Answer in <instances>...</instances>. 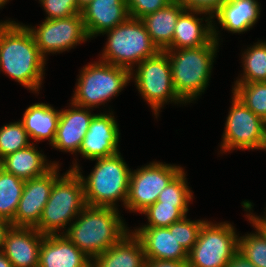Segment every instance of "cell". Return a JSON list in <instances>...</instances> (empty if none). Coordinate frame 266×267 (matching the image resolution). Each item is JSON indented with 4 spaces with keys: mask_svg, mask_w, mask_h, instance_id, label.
I'll return each instance as SVG.
<instances>
[{
    "mask_svg": "<svg viewBox=\"0 0 266 267\" xmlns=\"http://www.w3.org/2000/svg\"><path fill=\"white\" fill-rule=\"evenodd\" d=\"M47 61L26 24L10 21L0 31V72L25 89L39 94Z\"/></svg>",
    "mask_w": 266,
    "mask_h": 267,
    "instance_id": "6da1fadb",
    "label": "cell"
},
{
    "mask_svg": "<svg viewBox=\"0 0 266 267\" xmlns=\"http://www.w3.org/2000/svg\"><path fill=\"white\" fill-rule=\"evenodd\" d=\"M119 212L86 205L64 235L92 260L131 231Z\"/></svg>",
    "mask_w": 266,
    "mask_h": 267,
    "instance_id": "7a4b0ae2",
    "label": "cell"
},
{
    "mask_svg": "<svg viewBox=\"0 0 266 267\" xmlns=\"http://www.w3.org/2000/svg\"><path fill=\"white\" fill-rule=\"evenodd\" d=\"M122 154L95 159L96 164L90 174L85 177L77 160L72 162L69 170L76 171L84 186L86 205L112 207L118 209L120 201L125 207L128 192L131 168L123 160Z\"/></svg>",
    "mask_w": 266,
    "mask_h": 267,
    "instance_id": "3957f363",
    "label": "cell"
},
{
    "mask_svg": "<svg viewBox=\"0 0 266 267\" xmlns=\"http://www.w3.org/2000/svg\"><path fill=\"white\" fill-rule=\"evenodd\" d=\"M219 46L213 39L204 46L165 51L171 66L173 87L186 105L198 100L207 89Z\"/></svg>",
    "mask_w": 266,
    "mask_h": 267,
    "instance_id": "277c9868",
    "label": "cell"
},
{
    "mask_svg": "<svg viewBox=\"0 0 266 267\" xmlns=\"http://www.w3.org/2000/svg\"><path fill=\"white\" fill-rule=\"evenodd\" d=\"M85 206L82 179L76 171L67 170L54 182L39 223L34 228L43 235L64 234Z\"/></svg>",
    "mask_w": 266,
    "mask_h": 267,
    "instance_id": "5b68a950",
    "label": "cell"
},
{
    "mask_svg": "<svg viewBox=\"0 0 266 267\" xmlns=\"http://www.w3.org/2000/svg\"><path fill=\"white\" fill-rule=\"evenodd\" d=\"M79 73L70 101L90 109L108 104L132 82L130 70L100 60L86 64Z\"/></svg>",
    "mask_w": 266,
    "mask_h": 267,
    "instance_id": "8992f818",
    "label": "cell"
},
{
    "mask_svg": "<svg viewBox=\"0 0 266 267\" xmlns=\"http://www.w3.org/2000/svg\"><path fill=\"white\" fill-rule=\"evenodd\" d=\"M102 35L107 36V42L98 60L130 71L141 61L160 52L143 22L137 18L129 16L122 24Z\"/></svg>",
    "mask_w": 266,
    "mask_h": 267,
    "instance_id": "52a82bcc",
    "label": "cell"
},
{
    "mask_svg": "<svg viewBox=\"0 0 266 267\" xmlns=\"http://www.w3.org/2000/svg\"><path fill=\"white\" fill-rule=\"evenodd\" d=\"M132 80L138 93L153 110L155 118L159 117L161 109L166 104L186 105L173 87L171 66L165 51L141 61L136 69L131 71Z\"/></svg>",
    "mask_w": 266,
    "mask_h": 267,
    "instance_id": "ba28073f",
    "label": "cell"
},
{
    "mask_svg": "<svg viewBox=\"0 0 266 267\" xmlns=\"http://www.w3.org/2000/svg\"><path fill=\"white\" fill-rule=\"evenodd\" d=\"M236 228L228 221H206L201 226L197 242L188 252V267H226L238 252Z\"/></svg>",
    "mask_w": 266,
    "mask_h": 267,
    "instance_id": "9c48e42d",
    "label": "cell"
},
{
    "mask_svg": "<svg viewBox=\"0 0 266 267\" xmlns=\"http://www.w3.org/2000/svg\"><path fill=\"white\" fill-rule=\"evenodd\" d=\"M226 117L220 153L233 150H265L266 122L248 109L234 94Z\"/></svg>",
    "mask_w": 266,
    "mask_h": 267,
    "instance_id": "30bf717a",
    "label": "cell"
},
{
    "mask_svg": "<svg viewBox=\"0 0 266 267\" xmlns=\"http://www.w3.org/2000/svg\"><path fill=\"white\" fill-rule=\"evenodd\" d=\"M183 169L176 164L152 161L147 165L131 170L125 209L133 213L143 212L158 200L161 191Z\"/></svg>",
    "mask_w": 266,
    "mask_h": 267,
    "instance_id": "8fae6325",
    "label": "cell"
},
{
    "mask_svg": "<svg viewBox=\"0 0 266 267\" xmlns=\"http://www.w3.org/2000/svg\"><path fill=\"white\" fill-rule=\"evenodd\" d=\"M26 27L33 34L39 52L46 60L50 53L60 54L90 40L81 14L60 19H44L38 26L28 24Z\"/></svg>",
    "mask_w": 266,
    "mask_h": 267,
    "instance_id": "7c38bea8",
    "label": "cell"
},
{
    "mask_svg": "<svg viewBox=\"0 0 266 267\" xmlns=\"http://www.w3.org/2000/svg\"><path fill=\"white\" fill-rule=\"evenodd\" d=\"M60 166L55 164L44 175L25 181L12 226L35 227L39 223L54 182L61 176Z\"/></svg>",
    "mask_w": 266,
    "mask_h": 267,
    "instance_id": "4fadbf2b",
    "label": "cell"
},
{
    "mask_svg": "<svg viewBox=\"0 0 266 267\" xmlns=\"http://www.w3.org/2000/svg\"><path fill=\"white\" fill-rule=\"evenodd\" d=\"M111 111V112H110ZM95 114L91 119L78 154L88 160L110 157L118 152L120 130L112 109Z\"/></svg>",
    "mask_w": 266,
    "mask_h": 267,
    "instance_id": "5bb4252c",
    "label": "cell"
},
{
    "mask_svg": "<svg viewBox=\"0 0 266 267\" xmlns=\"http://www.w3.org/2000/svg\"><path fill=\"white\" fill-rule=\"evenodd\" d=\"M69 104L67 109L60 110L57 132L51 146L57 151L77 155L91 119L96 113H92L95 109L81 107L73 102Z\"/></svg>",
    "mask_w": 266,
    "mask_h": 267,
    "instance_id": "9a60e30c",
    "label": "cell"
},
{
    "mask_svg": "<svg viewBox=\"0 0 266 267\" xmlns=\"http://www.w3.org/2000/svg\"><path fill=\"white\" fill-rule=\"evenodd\" d=\"M258 0H227L218 11L212 16L213 19V37L219 43L221 29L232 34H243L250 31L260 19L261 4ZM217 19L218 23H215ZM216 24V25H215ZM219 35V36H218Z\"/></svg>",
    "mask_w": 266,
    "mask_h": 267,
    "instance_id": "2e32d148",
    "label": "cell"
},
{
    "mask_svg": "<svg viewBox=\"0 0 266 267\" xmlns=\"http://www.w3.org/2000/svg\"><path fill=\"white\" fill-rule=\"evenodd\" d=\"M132 231L142 243L146 260H188V252L175 238V222L169 227H138Z\"/></svg>",
    "mask_w": 266,
    "mask_h": 267,
    "instance_id": "e0dca14e",
    "label": "cell"
},
{
    "mask_svg": "<svg viewBox=\"0 0 266 267\" xmlns=\"http://www.w3.org/2000/svg\"><path fill=\"white\" fill-rule=\"evenodd\" d=\"M44 235L34 227H14L7 232L2 252L13 267H38Z\"/></svg>",
    "mask_w": 266,
    "mask_h": 267,
    "instance_id": "ac0fdd59",
    "label": "cell"
},
{
    "mask_svg": "<svg viewBox=\"0 0 266 267\" xmlns=\"http://www.w3.org/2000/svg\"><path fill=\"white\" fill-rule=\"evenodd\" d=\"M84 27L89 39L122 24L129 12L125 0H92L82 11Z\"/></svg>",
    "mask_w": 266,
    "mask_h": 267,
    "instance_id": "d6986e66",
    "label": "cell"
},
{
    "mask_svg": "<svg viewBox=\"0 0 266 267\" xmlns=\"http://www.w3.org/2000/svg\"><path fill=\"white\" fill-rule=\"evenodd\" d=\"M198 15L203 16L199 18ZM212 23L211 15L185 9L177 20L171 49L194 48L209 44L214 39Z\"/></svg>",
    "mask_w": 266,
    "mask_h": 267,
    "instance_id": "ffe728a7",
    "label": "cell"
},
{
    "mask_svg": "<svg viewBox=\"0 0 266 267\" xmlns=\"http://www.w3.org/2000/svg\"><path fill=\"white\" fill-rule=\"evenodd\" d=\"M91 259L64 234L44 235L38 267H89Z\"/></svg>",
    "mask_w": 266,
    "mask_h": 267,
    "instance_id": "44dd1931",
    "label": "cell"
},
{
    "mask_svg": "<svg viewBox=\"0 0 266 267\" xmlns=\"http://www.w3.org/2000/svg\"><path fill=\"white\" fill-rule=\"evenodd\" d=\"M145 264L144 248L132 230L91 260L92 267H145Z\"/></svg>",
    "mask_w": 266,
    "mask_h": 267,
    "instance_id": "7402d4cb",
    "label": "cell"
},
{
    "mask_svg": "<svg viewBox=\"0 0 266 267\" xmlns=\"http://www.w3.org/2000/svg\"><path fill=\"white\" fill-rule=\"evenodd\" d=\"M36 143L7 155L0 161V167L26 181L44 175L59 161H49Z\"/></svg>",
    "mask_w": 266,
    "mask_h": 267,
    "instance_id": "603a6c76",
    "label": "cell"
},
{
    "mask_svg": "<svg viewBox=\"0 0 266 267\" xmlns=\"http://www.w3.org/2000/svg\"><path fill=\"white\" fill-rule=\"evenodd\" d=\"M184 10L185 8L177 0H173L164 8L140 19L160 51L171 50L175 26Z\"/></svg>",
    "mask_w": 266,
    "mask_h": 267,
    "instance_id": "cb8c5ba5",
    "label": "cell"
},
{
    "mask_svg": "<svg viewBox=\"0 0 266 267\" xmlns=\"http://www.w3.org/2000/svg\"><path fill=\"white\" fill-rule=\"evenodd\" d=\"M60 110H56L48 103H34L25 109L20 120L27 131L29 138L36 143L49 141V145L55 140Z\"/></svg>",
    "mask_w": 266,
    "mask_h": 267,
    "instance_id": "d4e9b609",
    "label": "cell"
},
{
    "mask_svg": "<svg viewBox=\"0 0 266 267\" xmlns=\"http://www.w3.org/2000/svg\"><path fill=\"white\" fill-rule=\"evenodd\" d=\"M243 73L234 83H252L266 81V41L258 40L247 46L241 55Z\"/></svg>",
    "mask_w": 266,
    "mask_h": 267,
    "instance_id": "484cf974",
    "label": "cell"
},
{
    "mask_svg": "<svg viewBox=\"0 0 266 267\" xmlns=\"http://www.w3.org/2000/svg\"><path fill=\"white\" fill-rule=\"evenodd\" d=\"M25 181L0 167V215L12 221L19 205Z\"/></svg>",
    "mask_w": 266,
    "mask_h": 267,
    "instance_id": "4316f807",
    "label": "cell"
},
{
    "mask_svg": "<svg viewBox=\"0 0 266 267\" xmlns=\"http://www.w3.org/2000/svg\"><path fill=\"white\" fill-rule=\"evenodd\" d=\"M231 91L248 109L266 122V81L234 83Z\"/></svg>",
    "mask_w": 266,
    "mask_h": 267,
    "instance_id": "83f0119b",
    "label": "cell"
},
{
    "mask_svg": "<svg viewBox=\"0 0 266 267\" xmlns=\"http://www.w3.org/2000/svg\"><path fill=\"white\" fill-rule=\"evenodd\" d=\"M29 135L24 129L22 122H10L0 127V161L18 150L28 147L30 144Z\"/></svg>",
    "mask_w": 266,
    "mask_h": 267,
    "instance_id": "f1b7e54d",
    "label": "cell"
},
{
    "mask_svg": "<svg viewBox=\"0 0 266 267\" xmlns=\"http://www.w3.org/2000/svg\"><path fill=\"white\" fill-rule=\"evenodd\" d=\"M254 232L239 236L238 252L256 267H266V236L252 224Z\"/></svg>",
    "mask_w": 266,
    "mask_h": 267,
    "instance_id": "f546056e",
    "label": "cell"
},
{
    "mask_svg": "<svg viewBox=\"0 0 266 267\" xmlns=\"http://www.w3.org/2000/svg\"><path fill=\"white\" fill-rule=\"evenodd\" d=\"M185 169H183L159 194L156 202L174 205L175 207H189L193 202V191L188 186Z\"/></svg>",
    "mask_w": 266,
    "mask_h": 267,
    "instance_id": "4dcf8cb0",
    "label": "cell"
},
{
    "mask_svg": "<svg viewBox=\"0 0 266 267\" xmlns=\"http://www.w3.org/2000/svg\"><path fill=\"white\" fill-rule=\"evenodd\" d=\"M188 211L189 207H175L174 205L155 202L140 213L144 214L148 220V223L146 222L140 227H169L187 215Z\"/></svg>",
    "mask_w": 266,
    "mask_h": 267,
    "instance_id": "1f68e13d",
    "label": "cell"
},
{
    "mask_svg": "<svg viewBox=\"0 0 266 267\" xmlns=\"http://www.w3.org/2000/svg\"><path fill=\"white\" fill-rule=\"evenodd\" d=\"M205 221L204 219L190 220L185 215L175 222V238L187 252L196 244L199 231Z\"/></svg>",
    "mask_w": 266,
    "mask_h": 267,
    "instance_id": "d6a6232c",
    "label": "cell"
},
{
    "mask_svg": "<svg viewBox=\"0 0 266 267\" xmlns=\"http://www.w3.org/2000/svg\"><path fill=\"white\" fill-rule=\"evenodd\" d=\"M47 17L46 20L67 18L81 14L77 0H39Z\"/></svg>",
    "mask_w": 266,
    "mask_h": 267,
    "instance_id": "836d02e7",
    "label": "cell"
},
{
    "mask_svg": "<svg viewBox=\"0 0 266 267\" xmlns=\"http://www.w3.org/2000/svg\"><path fill=\"white\" fill-rule=\"evenodd\" d=\"M173 0H125L129 16L141 19L164 8Z\"/></svg>",
    "mask_w": 266,
    "mask_h": 267,
    "instance_id": "e575fe53",
    "label": "cell"
},
{
    "mask_svg": "<svg viewBox=\"0 0 266 267\" xmlns=\"http://www.w3.org/2000/svg\"><path fill=\"white\" fill-rule=\"evenodd\" d=\"M187 10H197L213 16L227 0H177Z\"/></svg>",
    "mask_w": 266,
    "mask_h": 267,
    "instance_id": "d590c367",
    "label": "cell"
},
{
    "mask_svg": "<svg viewBox=\"0 0 266 267\" xmlns=\"http://www.w3.org/2000/svg\"><path fill=\"white\" fill-rule=\"evenodd\" d=\"M241 206L245 210L246 218L249 220L250 224L256 226L265 236H266V218L264 216H258L253 213V203L249 200H244L241 202ZM252 211V212H251Z\"/></svg>",
    "mask_w": 266,
    "mask_h": 267,
    "instance_id": "8d00e7d4",
    "label": "cell"
},
{
    "mask_svg": "<svg viewBox=\"0 0 266 267\" xmlns=\"http://www.w3.org/2000/svg\"><path fill=\"white\" fill-rule=\"evenodd\" d=\"M145 267H188L187 261L146 260Z\"/></svg>",
    "mask_w": 266,
    "mask_h": 267,
    "instance_id": "74e56055",
    "label": "cell"
},
{
    "mask_svg": "<svg viewBox=\"0 0 266 267\" xmlns=\"http://www.w3.org/2000/svg\"><path fill=\"white\" fill-rule=\"evenodd\" d=\"M226 267H256L250 261H248L241 253L237 252Z\"/></svg>",
    "mask_w": 266,
    "mask_h": 267,
    "instance_id": "f35d334b",
    "label": "cell"
},
{
    "mask_svg": "<svg viewBox=\"0 0 266 267\" xmlns=\"http://www.w3.org/2000/svg\"><path fill=\"white\" fill-rule=\"evenodd\" d=\"M11 227V222H0V250H2L3 248L7 232L10 230Z\"/></svg>",
    "mask_w": 266,
    "mask_h": 267,
    "instance_id": "ab89813d",
    "label": "cell"
},
{
    "mask_svg": "<svg viewBox=\"0 0 266 267\" xmlns=\"http://www.w3.org/2000/svg\"><path fill=\"white\" fill-rule=\"evenodd\" d=\"M0 267H13V264L6 257V255L0 250Z\"/></svg>",
    "mask_w": 266,
    "mask_h": 267,
    "instance_id": "60d3db41",
    "label": "cell"
},
{
    "mask_svg": "<svg viewBox=\"0 0 266 267\" xmlns=\"http://www.w3.org/2000/svg\"><path fill=\"white\" fill-rule=\"evenodd\" d=\"M92 0H77L78 10L81 12Z\"/></svg>",
    "mask_w": 266,
    "mask_h": 267,
    "instance_id": "b9f144b4",
    "label": "cell"
},
{
    "mask_svg": "<svg viewBox=\"0 0 266 267\" xmlns=\"http://www.w3.org/2000/svg\"><path fill=\"white\" fill-rule=\"evenodd\" d=\"M10 21H13V20H11V19H10V20L8 19V20H5V21H4V20H3V21L1 20V21H0V31H1V30H2V29H3V28L10 22Z\"/></svg>",
    "mask_w": 266,
    "mask_h": 267,
    "instance_id": "7bdbcfd3",
    "label": "cell"
},
{
    "mask_svg": "<svg viewBox=\"0 0 266 267\" xmlns=\"http://www.w3.org/2000/svg\"><path fill=\"white\" fill-rule=\"evenodd\" d=\"M9 2V0H0V9L4 8V6Z\"/></svg>",
    "mask_w": 266,
    "mask_h": 267,
    "instance_id": "ee69618b",
    "label": "cell"
},
{
    "mask_svg": "<svg viewBox=\"0 0 266 267\" xmlns=\"http://www.w3.org/2000/svg\"><path fill=\"white\" fill-rule=\"evenodd\" d=\"M0 222H10V221L3 219L2 216L0 215Z\"/></svg>",
    "mask_w": 266,
    "mask_h": 267,
    "instance_id": "f6af8a7d",
    "label": "cell"
},
{
    "mask_svg": "<svg viewBox=\"0 0 266 267\" xmlns=\"http://www.w3.org/2000/svg\"><path fill=\"white\" fill-rule=\"evenodd\" d=\"M265 209H266V207L264 208V210H265ZM264 215H265L264 217L266 218V210H265V212H264Z\"/></svg>",
    "mask_w": 266,
    "mask_h": 267,
    "instance_id": "bcb514c9",
    "label": "cell"
}]
</instances>
